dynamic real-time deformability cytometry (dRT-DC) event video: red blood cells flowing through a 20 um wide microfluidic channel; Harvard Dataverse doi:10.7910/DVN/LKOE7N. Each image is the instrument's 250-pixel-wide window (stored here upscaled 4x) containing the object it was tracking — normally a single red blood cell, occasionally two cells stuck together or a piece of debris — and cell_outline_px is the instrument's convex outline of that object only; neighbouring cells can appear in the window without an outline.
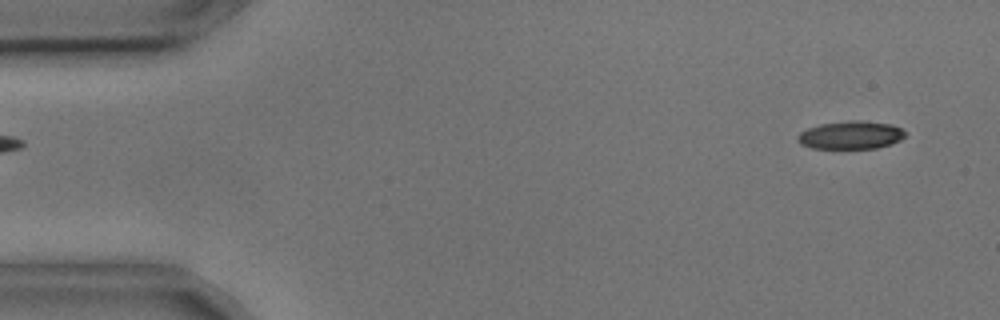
{"species": "common noctule bat (a hibernating species)", "species_latin": "Nyctalus noctula", "temperature_condition": "cold", "stored_images_in_passage": 5, "camera_frame_rate_fps": 3000, "um_per_image_px": 0.085, "animal": {"sex": "male", "body_mass_g": 17.9, "forearm_length_mm": 54.2}, "frame": {"image": 1, "passage_image": 1, "time_ms": 0.0, "image_size_px": [1000, 320], "cell_outline_px": [[904, 136], [900, 140], [892, 144], [876, 148], [812, 148], [800, 144], [796, 140], [796, 136], [800, 132], [808, 128], [820, 124], [848, 120], [860, 120], [892, 124], [900, 128], [904, 132]], "centroid_in_image_um": [72.28, 11.47], "position_along_channel_um": 12.7, "area_um2": 17.63}}
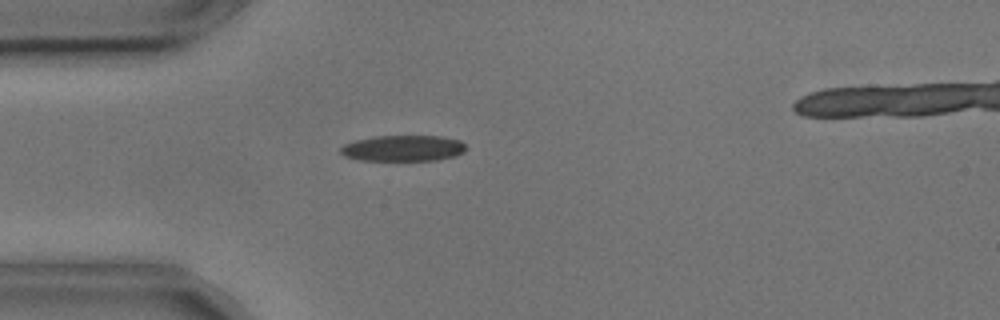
{"frame": {"image": 2, "passage_image": 4, "time_ms": 1.0, "image_size_px": [1000, 320], "cell_outline_px": [[464, 152], [456, 156], [436, 160], [360, 160], [344, 156], [340, 152], [340, 148], [344, 144], [356, 140], [376, 136], [440, 136], [460, 140], [464, 144]], "centroid_in_image_um": [34.26, 12.6], "position_along_channel_um": 50.7, "area_um2": 18.9}}